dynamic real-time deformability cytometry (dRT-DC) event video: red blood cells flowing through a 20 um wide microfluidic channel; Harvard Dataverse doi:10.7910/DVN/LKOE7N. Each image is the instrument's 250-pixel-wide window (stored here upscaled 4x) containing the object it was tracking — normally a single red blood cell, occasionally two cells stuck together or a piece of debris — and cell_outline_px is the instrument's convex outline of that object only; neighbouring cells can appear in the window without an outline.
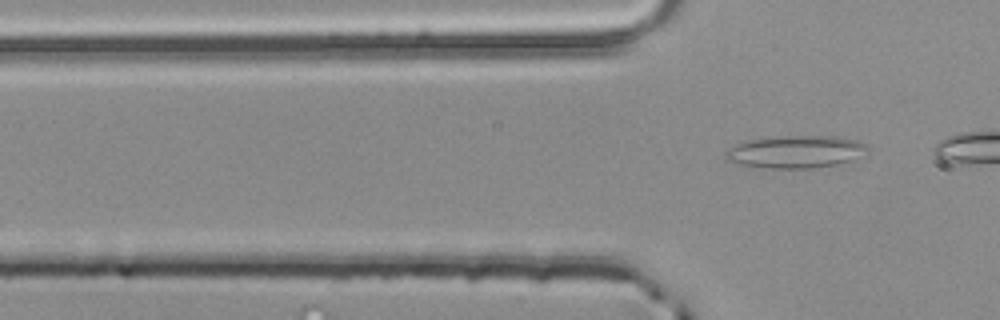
{"species": "common noctule bat (a hibernating species)", "species_latin": "Nyctalus noctula", "temperature_condition": "room temperature", "stored_images_in_passage": 3, "camera_frame_rate_fps": 3000, "um_per_image_px": 0.085, "animal": {"sex": "male", "body_mass_g": 20.4}, "frame": {"image": 1, "passage_image": 3, "time_ms": 0.667, "image_size_px": [1000, 320], "cell_outline_px": [[868, 152], [852, 160], [836, 164], [808, 168], [764, 168], [736, 164], [728, 160], [724, 156], [724, 152], [728, 148], [744, 140], [776, 136], [836, 136], [856, 140], [864, 144], [868, 148]], "centroid_in_image_um": [67.57, 12.89], "position_along_channel_um": 58.2, "area_um2": 27.05}}